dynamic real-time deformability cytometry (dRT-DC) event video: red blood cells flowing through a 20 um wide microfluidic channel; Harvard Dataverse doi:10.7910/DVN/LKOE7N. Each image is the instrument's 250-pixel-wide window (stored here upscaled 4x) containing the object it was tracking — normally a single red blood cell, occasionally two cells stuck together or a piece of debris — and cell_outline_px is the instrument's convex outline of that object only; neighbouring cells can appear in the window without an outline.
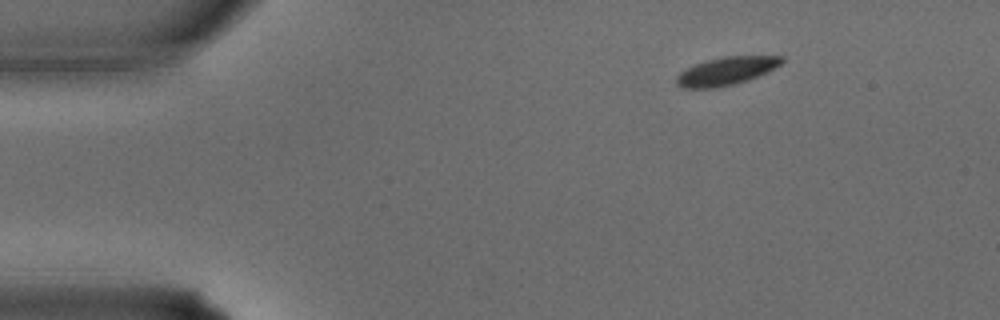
{"species": "common noctule bat (a hibernating species)", "species_latin": "Nyctalus noctula", "temperature_condition": "warm", "stored_images_in_passage": 33, "camera_frame_rate_fps": 3000, "um_per_image_px": 0.085, "animal": {"sex": "male", "body_mass_g": 15.6}, "frame": {"image": 1, "passage_image": 1, "time_ms": 0.0, "image_size_px": [1000, 320], "cell_outline_px": [[784, 60], [780, 64], [748, 80], [732, 84], [712, 88], [684, 88], [676, 84], [676, 76], [680, 72], [696, 64], [708, 60], [724, 56], [784, 56]], "centroid_in_image_um": [61.7, 6.03], "position_along_channel_um": 23.3, "area_um2": 16.76}}
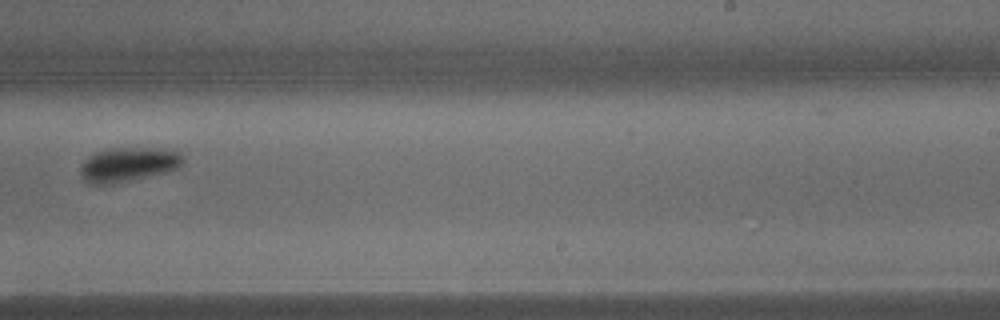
{"frame": {"image": 2, "passage_image": 19, "time_ms": 6.0, "image_size_px": [1000, 320], "cell_outline_px": [[184, 164], [176, 168], [164, 172], [132, 180], [112, 184], [88, 184], [84, 180], [80, 172], [80, 164], [88, 156], [104, 148], [180, 148], [184, 156]], "centroid_in_image_um": [10.94, 13.95], "position_along_channel_um": 278.1, "area_um2": 21.1}}
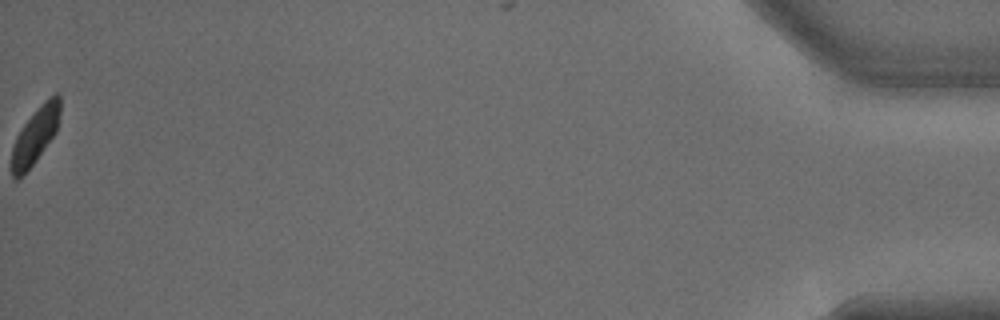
{"frame": {"image": 3, "passage_image": 33, "time_ms": 10.667, "image_size_px": [1000, 320], "cell_outline_px": [[60, 116], [56, 132], [36, 160], [16, 180], [12, 176], [12, 148], [16, 136], [32, 112], [48, 96], [56, 92], [60, 96]], "centroid_in_image_um": [3.02, 11.44], "position_along_channel_um": 432.2, "area_um2": 15.78}}